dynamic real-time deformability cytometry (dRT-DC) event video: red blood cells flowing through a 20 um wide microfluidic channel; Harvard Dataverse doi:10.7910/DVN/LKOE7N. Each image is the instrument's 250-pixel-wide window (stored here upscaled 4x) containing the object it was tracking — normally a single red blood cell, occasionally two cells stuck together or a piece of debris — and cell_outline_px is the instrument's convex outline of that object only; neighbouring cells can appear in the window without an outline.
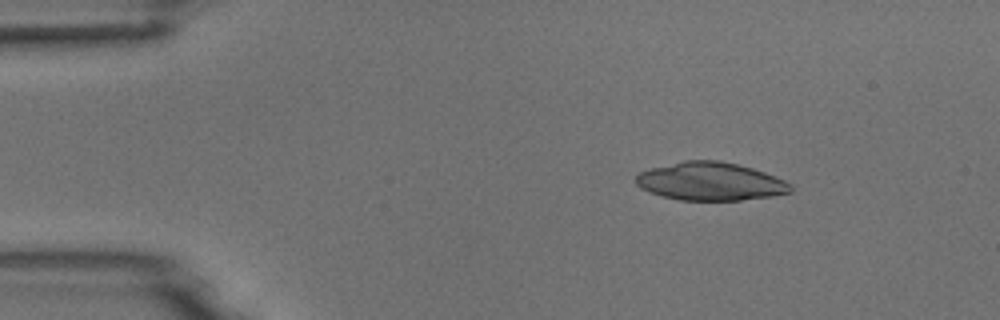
{"species": "common noctule bat (a hibernating species)", "species_latin": "Nyctalus noctula", "temperature_condition": "room temperature", "stored_images_in_passage": 2, "camera_frame_rate_fps": 3000, "um_per_image_px": 0.085, "animal": {"sex": "male", "body_mass_g": 18.8}, "frame": {"image": 1, "passage_image": 1, "time_ms": 0.0, "image_size_px": [1000, 320], "cell_outline_px": [[792, 192], [772, 196], [740, 200], [680, 200], [648, 192], [640, 188], [636, 184], [636, 176], [640, 172], [652, 168], [684, 160], [720, 160], [752, 168], [764, 172], [784, 180], [792, 184]], "centroid_in_image_um": [60.39, 15.42], "position_along_channel_um": 24.6, "area_um2": 34.28}}